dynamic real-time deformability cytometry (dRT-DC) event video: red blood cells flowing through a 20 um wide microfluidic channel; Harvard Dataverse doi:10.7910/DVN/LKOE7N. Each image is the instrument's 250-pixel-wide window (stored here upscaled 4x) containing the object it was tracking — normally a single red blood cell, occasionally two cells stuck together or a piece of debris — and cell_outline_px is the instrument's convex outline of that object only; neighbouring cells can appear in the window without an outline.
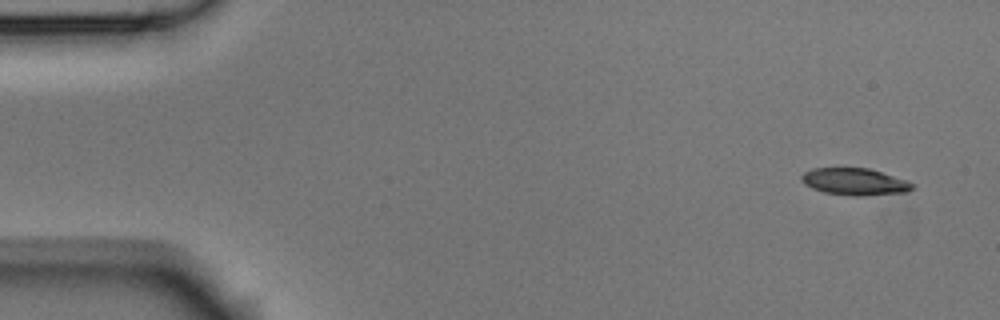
{"species": "Egyptian fruit bat (a non-hibernating species)", "species_latin": "Rousettus aegyptiacus", "temperature_condition": "room temperature", "stored_images_in_passage": 4, "camera_frame_rate_fps": 3000, "um_per_image_px": 0.085, "animal": {"sex": "male"}, "frame": {"image": 1, "passage_image": 1, "time_ms": 0.0, "image_size_px": [1000, 320], "cell_outline_px": [[916, 184], [908, 192], [864, 196], [852, 196], [824, 192], [812, 188], [804, 184], [800, 180], [800, 176], [804, 172], [812, 168], [868, 168], [908, 180]], "centroid_in_image_um": [72.66, 15.45], "position_along_channel_um": 12.3, "area_um2": 17.63}}
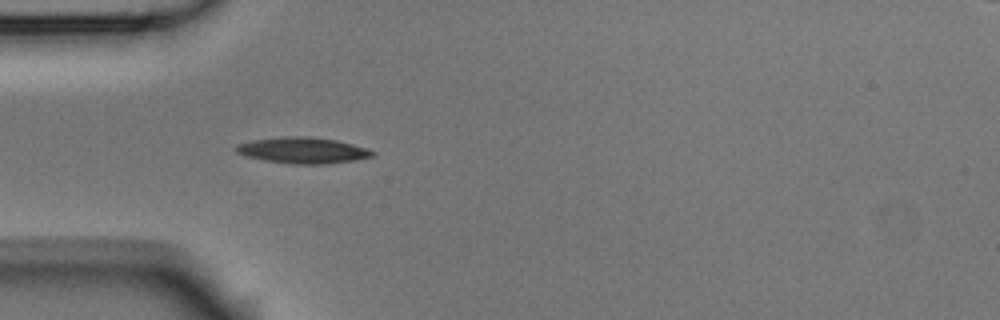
{"frame": {"image": 2, "passage_image": 4, "time_ms": 1.0, "image_size_px": [1000, 320], "cell_outline_px": [[376, 156], [356, 160], [328, 164], [296, 164], [264, 160], [244, 156], [236, 152], [236, 144], [252, 140], [284, 136], [308, 136], [336, 140], [368, 148], [376, 152]], "centroid_in_image_um": [25.77, 12.78], "position_along_channel_um": 59.2, "area_um2": 20.92}}